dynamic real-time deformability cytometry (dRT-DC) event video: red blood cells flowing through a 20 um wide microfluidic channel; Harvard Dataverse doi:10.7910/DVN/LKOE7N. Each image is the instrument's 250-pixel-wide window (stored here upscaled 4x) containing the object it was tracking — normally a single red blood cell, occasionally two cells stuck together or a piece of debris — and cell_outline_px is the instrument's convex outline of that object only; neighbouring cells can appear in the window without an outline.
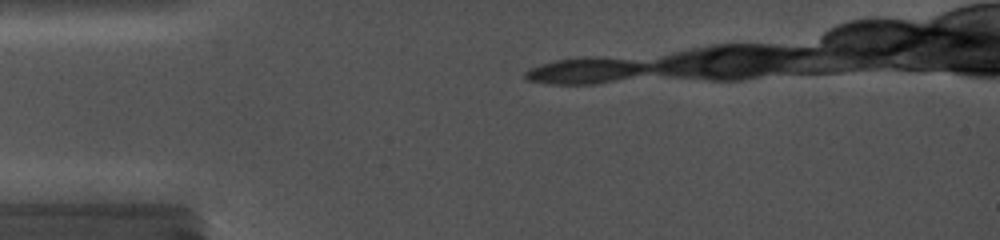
{"species": "common noctule bat (a hibernating species)", "species_latin": "Nyctalus noctula", "temperature_condition": "cold", "stored_images_in_passage": 55, "camera_frame_rate_fps": 5000, "um_per_image_px": 0.085, "animal": {"sex": "female", "body_mass_g": 19.0, "forearm_length_mm": 56.7}, "frame": {"image": 1, "passage_image": 1, "time_ms": 0.0, "image_size_px": [1000, 240], "cell_outline_px": [[648, 68], [616, 76], [596, 80], [544, 80], [528, 76], [532, 72], [540, 68], [552, 64], [568, 60], [608, 60], [636, 64]], "centroid_in_image_um": [49.7, 5.96], "position_along_channel_um": 35.3, "area_um2": 12.31}}
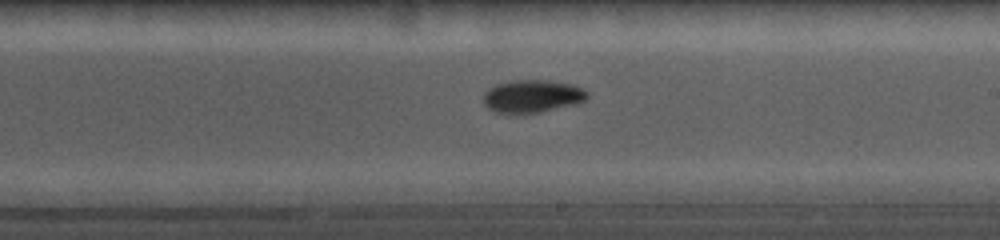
{"frame": {"image": 2, "passage_image": 33, "time_ms": 6.4, "image_size_px": [1000, 240], "cell_outline_px": [[584, 96], [580, 100], [536, 112], [516, 116], [508, 116], [496, 112], [484, 100], [488, 92], [492, 88], [500, 84], [520, 80], [544, 80], [568, 84], [580, 88], [584, 92]], "centroid_in_image_um": [45.13, 8.21], "position_along_channel_um": 243.9, "area_um2": 18.44}}
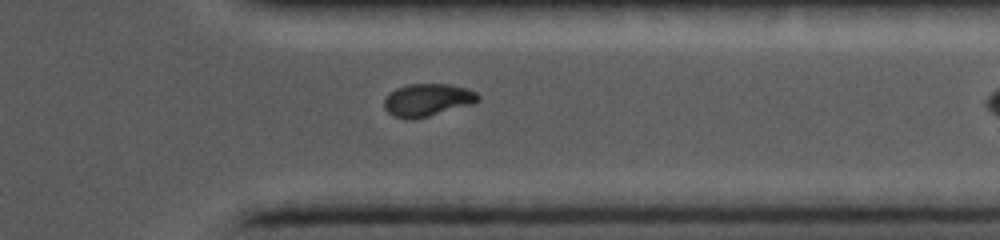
{"frame": {"image": 3, "passage_image": 50, "time_ms": 9.8, "image_size_px": [1000, 240], "cell_outline_px": [[476, 100], [428, 116], [412, 120], [408, 120], [396, 116], [388, 112], [384, 104], [384, 100], [392, 92], [408, 84], [448, 84], [464, 88], [472, 92], [476, 96]], "centroid_in_image_um": [36.21, 8.5], "position_along_channel_um": 375.2, "area_um2": 16.65}}